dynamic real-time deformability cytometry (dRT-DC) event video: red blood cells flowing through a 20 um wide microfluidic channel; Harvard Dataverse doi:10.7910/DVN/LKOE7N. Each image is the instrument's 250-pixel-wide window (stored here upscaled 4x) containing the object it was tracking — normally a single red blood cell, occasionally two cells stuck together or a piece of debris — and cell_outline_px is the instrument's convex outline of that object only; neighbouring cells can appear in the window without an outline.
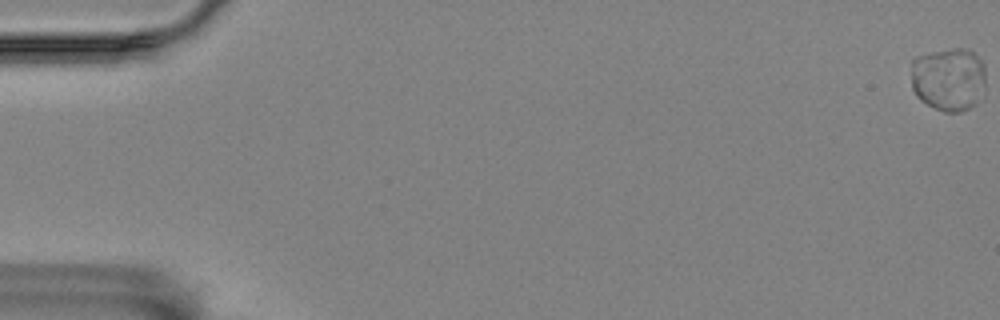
{"species": "Egyptian fruit bat (a non-hibernating species)", "species_latin": "Rousettus aegyptiacus", "temperature_condition": "room temperature", "stored_images_in_passage": 6, "camera_frame_rate_fps": 3000, "um_per_image_px": 0.085, "animal": {"sex": "female"}, "frame": {"image": 1, "passage_image": 1, "time_ms": 0.0, "image_size_px": [1000, 320], "cell_outline_px": [[984, 88], [976, 104], [960, 112], [944, 112], [920, 100], [916, 96], [912, 88], [912, 60], [916, 56], [932, 52], [952, 48], [968, 48], [984, 64]], "centroid_in_image_um": [80.62, 6.72], "position_along_channel_um": 4.4, "area_um2": 27.69}}